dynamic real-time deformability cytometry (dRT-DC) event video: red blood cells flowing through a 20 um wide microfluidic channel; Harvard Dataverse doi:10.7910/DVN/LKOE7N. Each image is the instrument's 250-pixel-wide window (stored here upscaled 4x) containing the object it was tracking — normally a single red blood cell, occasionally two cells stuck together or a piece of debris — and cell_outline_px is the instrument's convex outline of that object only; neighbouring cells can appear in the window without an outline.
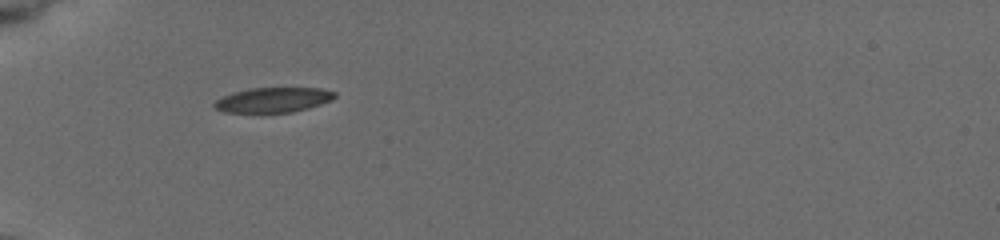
{"species": "common noctule bat (a hibernating species)", "species_latin": "Nyctalus noctula", "temperature_condition": "cold", "stored_images_in_passage": 35, "camera_frame_rate_fps": 3000, "um_per_image_px": 0.085, "animal": {"sex": "female", "body_mass_g": 19.5, "forearm_length_mm": 54.1}, "frame": {"image": 1, "passage_image": 1, "time_ms": 0.0, "image_size_px": [1000, 240], "cell_outline_px": [[336, 96], [332, 100], [308, 108], [292, 112], [224, 112], [212, 108], [212, 104], [216, 100], [232, 92], [248, 88], [320, 88], [336, 92]], "centroid_in_image_um": [23.19, 8.49], "position_along_channel_um": 61.8, "area_um2": 17.51}}
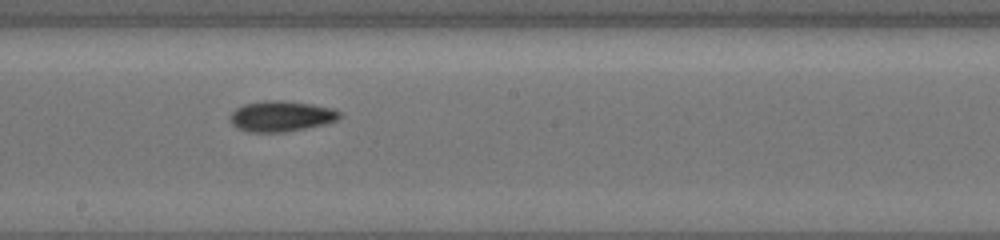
{"frame": {"image": 2, "passage_image": 20, "time_ms": 4.667, "image_size_px": [1000, 240], "cell_outline_px": [[340, 116], [336, 120], [324, 124], [284, 132], [252, 132], [240, 128], [232, 124], [228, 120], [228, 116], [236, 108], [244, 104], [264, 100], [284, 100], [312, 104], [336, 108], [340, 112]], "centroid_in_image_um": [23.89, 9.86], "position_along_channel_um": 224.3, "area_um2": 19.59}}
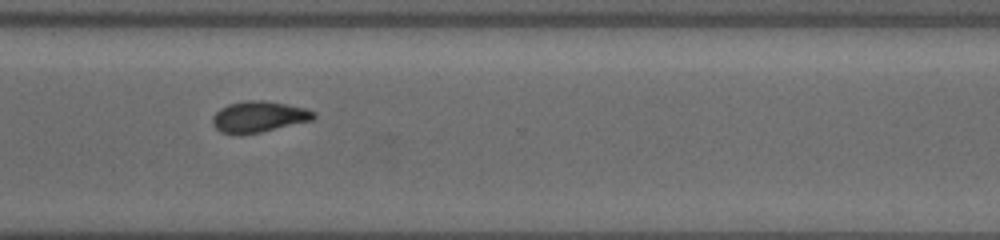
{"frame": {"image": 3, "passage_image": 34, "time_ms": 8.0, "image_size_px": [1000, 240], "cell_outline_px": [[316, 116], [312, 120], [260, 132], [220, 132], [212, 124], [212, 116], [220, 108], [228, 104], [244, 100], [264, 100], [308, 108], [316, 112]], "centroid_in_image_um": [22.02, 9.88], "position_along_channel_um": 348.6, "area_um2": 18.03}}